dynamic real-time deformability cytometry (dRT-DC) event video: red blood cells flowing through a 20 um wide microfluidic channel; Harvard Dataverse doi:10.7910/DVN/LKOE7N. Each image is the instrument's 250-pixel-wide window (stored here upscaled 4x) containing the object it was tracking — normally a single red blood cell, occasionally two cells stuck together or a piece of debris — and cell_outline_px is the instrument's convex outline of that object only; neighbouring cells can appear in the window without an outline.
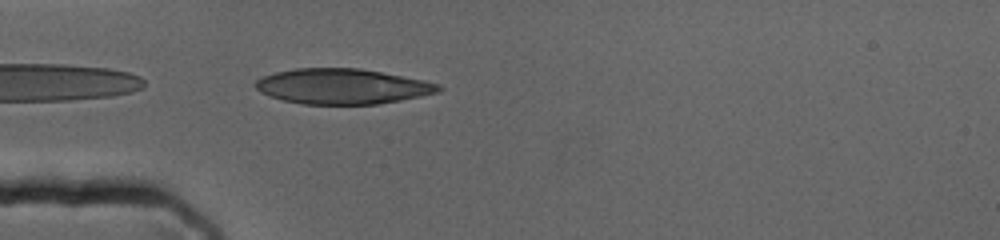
{"species": "human", "species_latin": "Homo sapiens", "temperature_condition": "cold", "stored_images_in_passage": 52, "camera_frame_rate_fps": 3000, "um_per_image_px": 0.085, "donor": {"sex": "female"}, "frame": {"image": 1, "passage_image": 1, "time_ms": 0.0, "image_size_px": [1000, 240], "cell_outline_px": [[444, 88], [440, 92], [400, 100], [376, 104], [304, 104], [284, 100], [260, 92], [252, 84], [256, 80], [264, 76], [276, 72], [296, 68], [360, 68], [424, 80], [440, 84]], "centroid_in_image_um": [29.11, 7.33], "position_along_channel_um": 55.9, "area_um2": 37.57}}
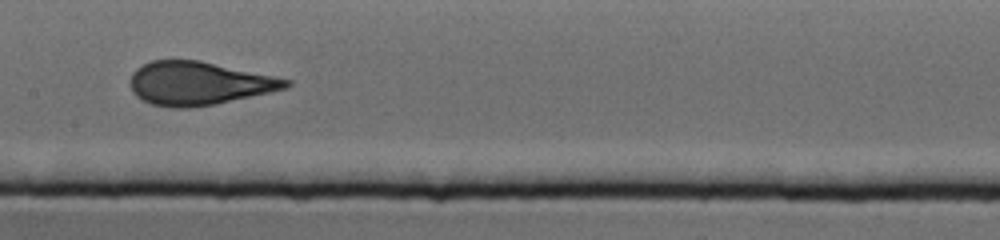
{"frame": {"image": 2, "passage_image": 16, "time_ms": 5.0, "image_size_px": [1000, 240], "cell_outline_px": [[292, 84], [288, 88], [216, 104], [192, 108], [172, 108], [152, 104], [136, 96], [132, 92], [132, 72], [136, 68], [152, 60], [200, 60], [292, 80]], "centroid_in_image_um": [16.92, 7.09], "position_along_channel_um": 190.5, "area_um2": 39.25}}
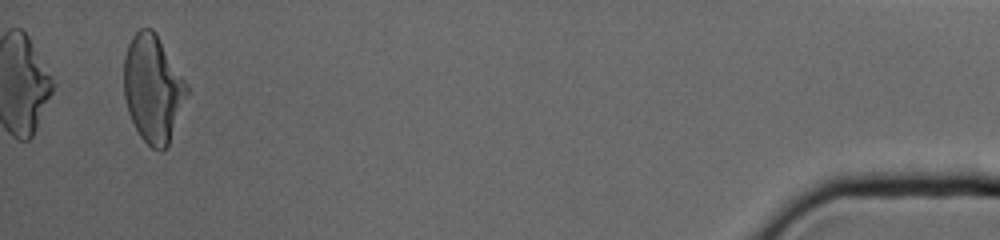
{"frame": {"image": 3, "passage_image": 49, "time_ms": 16.0, "image_size_px": [1000, 240], "cell_outline_px": [[188, 96], [168, 144], [160, 152], [152, 148], [140, 136], [128, 112], [124, 96], [124, 56], [128, 44], [132, 36], [140, 28], [152, 28], [156, 32], [188, 84]], "centroid_in_image_um": [13.01, 7.51], "position_along_channel_um": 422.2, "area_um2": 39.48}}